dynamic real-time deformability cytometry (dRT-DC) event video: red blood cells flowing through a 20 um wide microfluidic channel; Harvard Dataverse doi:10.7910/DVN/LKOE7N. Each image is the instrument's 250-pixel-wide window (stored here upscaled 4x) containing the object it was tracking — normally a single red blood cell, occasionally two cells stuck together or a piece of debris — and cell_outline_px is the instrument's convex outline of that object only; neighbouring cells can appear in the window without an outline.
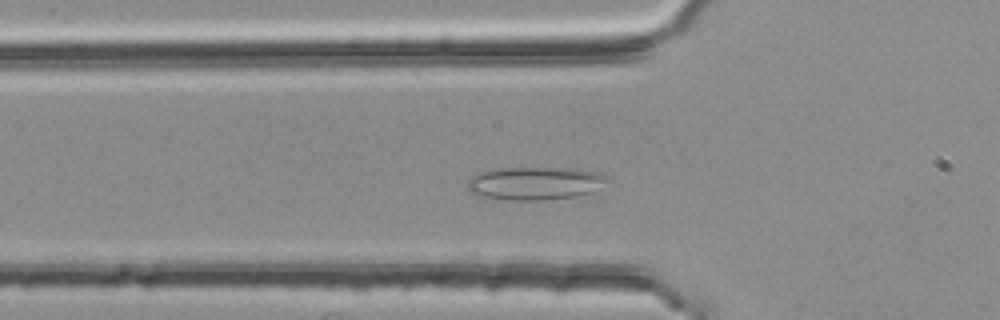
{"species": "common noctule bat (a hibernating species)", "species_latin": "Nyctalus noctula", "temperature_condition": "room temperature", "stored_images_in_passage": 39, "camera_frame_rate_fps": 3000, "um_per_image_px": 0.085, "animal": {"sex": "female", "body_mass_g": 25.1}, "frame": {"image": 1, "passage_image": 7, "time_ms": 2.0, "image_size_px": [1000, 320], "cell_outline_px": [[608, 180], [592, 192], [576, 196], [536, 200], [508, 200], [484, 196], [472, 192], [468, 188], [468, 180], [472, 176], [480, 172], [504, 168], [576, 168], [596, 172], [608, 176]], "centroid_in_image_um": [45.5, 15.57], "position_along_channel_um": 80.3, "area_um2": 26.53}}
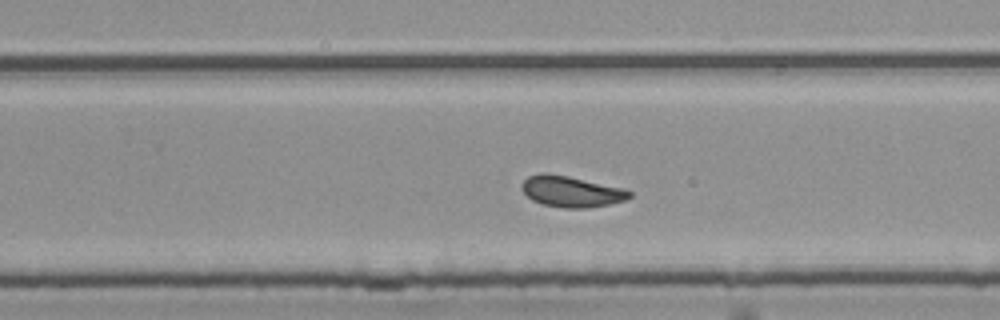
{"frame": {"image": 2, "passage_image": 23, "time_ms": 7.333, "image_size_px": [1000, 320], "cell_outline_px": [[632, 196], [624, 200], [608, 204], [588, 208], [564, 208], [544, 204], [532, 200], [520, 188], [520, 184], [528, 176], [544, 172], [568, 176], [620, 188], [632, 192]], "centroid_in_image_um": [48.51, 16.28], "position_along_channel_um": 281.3, "area_um2": 19.19}}
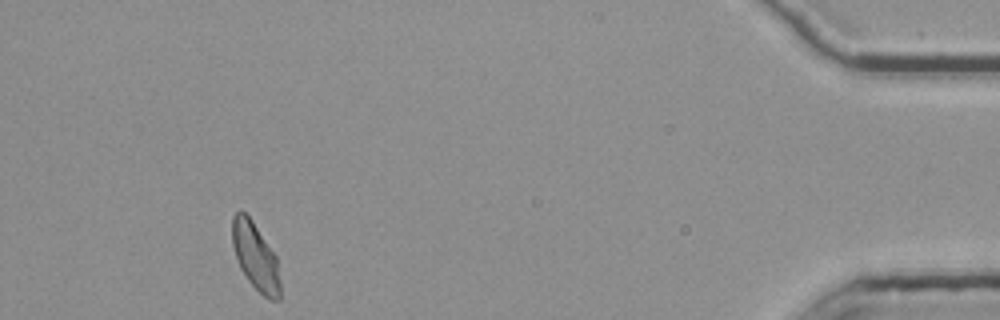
{"frame": {"image": 3, "passage_image": 39, "time_ms": 12.667, "image_size_px": [1000, 320], "cell_outline_px": [[280, 300], [268, 300], [248, 280], [240, 268], [232, 244], [232, 216], [240, 208], [252, 220], [276, 256], [280, 280]], "centroid_in_image_um": [21.71, 21.79], "position_along_channel_um": 413.5, "area_um2": 18.73}, "authors_computed_cell_mechanics": {"area_um2": 19.4208, "velocity_mm_per_s": 3.768, "shape_relaxation_time_tau1_ms": 6.1374, "shape_relaxation_time_tau2_ms": 1.5681, "deformation_change_tau1": 0.1192, "deformation_change_tau2": 0.0757}}